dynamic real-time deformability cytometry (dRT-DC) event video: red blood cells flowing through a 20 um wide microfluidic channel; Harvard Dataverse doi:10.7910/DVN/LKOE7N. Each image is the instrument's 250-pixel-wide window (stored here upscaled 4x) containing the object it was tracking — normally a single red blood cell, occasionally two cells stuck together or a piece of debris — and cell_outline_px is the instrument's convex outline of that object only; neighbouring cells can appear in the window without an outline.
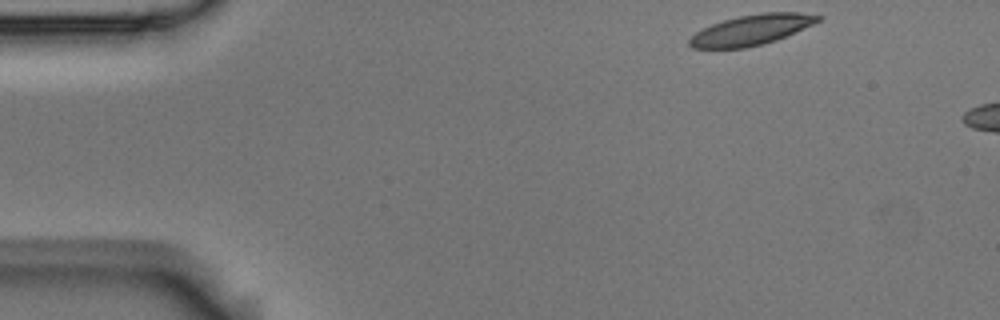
{"species": "Egyptian fruit bat (a non-hibernating species)", "species_latin": "Rousettus aegyptiacus", "temperature_condition": "room temperature", "stored_images_in_passage": 2, "camera_frame_rate_fps": 3000, "um_per_image_px": 0.085, "animal": {"sex": "male"}, "frame": {"image": 1, "passage_image": 1, "time_ms": 0.0, "image_size_px": [1000, 320], "cell_outline_px": [[824, 16], [820, 20], [812, 24], [776, 40], [764, 44], [744, 48], [692, 48], [688, 44], [688, 40], [696, 32], [712, 24], [724, 20], [740, 16], [760, 12], [800, 12]], "centroid_in_image_um": [63.87, 2.54], "position_along_channel_um": 21.1, "area_um2": 22.54}}